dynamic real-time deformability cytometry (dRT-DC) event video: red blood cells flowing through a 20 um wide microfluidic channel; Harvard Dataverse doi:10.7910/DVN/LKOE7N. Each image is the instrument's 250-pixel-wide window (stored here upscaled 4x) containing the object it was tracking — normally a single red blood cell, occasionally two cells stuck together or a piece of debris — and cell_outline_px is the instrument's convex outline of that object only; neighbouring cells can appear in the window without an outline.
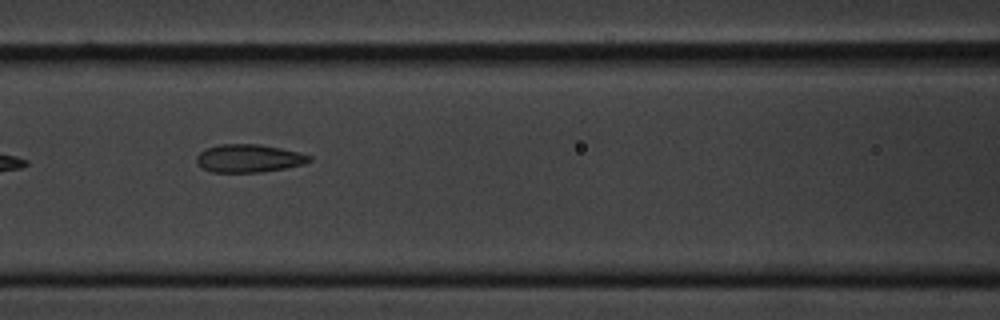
{"species": "common noctule bat (a hibernating species)", "species_latin": "Nyctalus noctula", "temperature_condition": "cold", "stored_images_in_passage": 10, "camera_frame_rate_fps": 3000, "um_per_image_px": 0.085, "animal": {"sex": "male", "body_mass_g": 20.1, "forearm_length_mm": 53.5}, "frame": {"image": 1, "passage_image": 6, "time_ms": 1.667, "image_size_px": [1000, 320], "cell_outline_px": [[312, 160], [304, 164], [284, 168], [260, 172], [212, 172], [196, 164], [196, 156], [204, 148], [220, 144], [260, 144], [300, 152], [312, 156]], "centroid_in_image_um": [21.14, 13.45], "position_along_channel_um": 145.5, "area_um2": 18.5}}
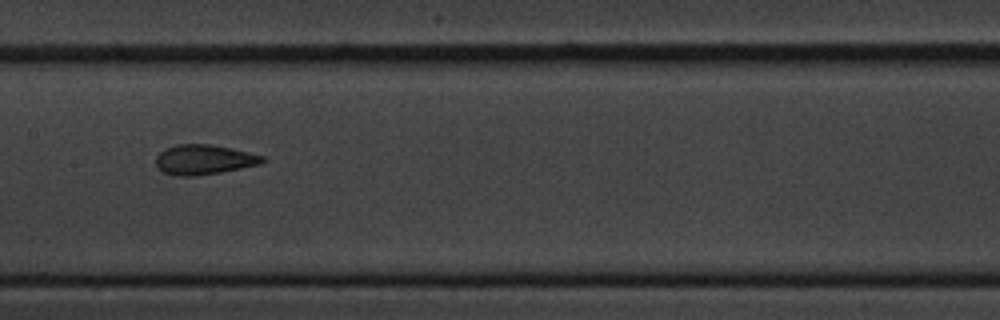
{"frame": {"image": 2, "passage_image": 7, "time_ms": 2.0, "image_size_px": [1000, 320], "cell_outline_px": [[268, 160], [260, 164], [220, 172], [192, 176], [176, 176], [164, 172], [156, 164], [156, 156], [164, 148], [176, 144], [212, 144], [232, 148], [264, 156]], "centroid_in_image_um": [17.34, 13.55], "position_along_channel_um": 190.1, "area_um2": 18.55}}